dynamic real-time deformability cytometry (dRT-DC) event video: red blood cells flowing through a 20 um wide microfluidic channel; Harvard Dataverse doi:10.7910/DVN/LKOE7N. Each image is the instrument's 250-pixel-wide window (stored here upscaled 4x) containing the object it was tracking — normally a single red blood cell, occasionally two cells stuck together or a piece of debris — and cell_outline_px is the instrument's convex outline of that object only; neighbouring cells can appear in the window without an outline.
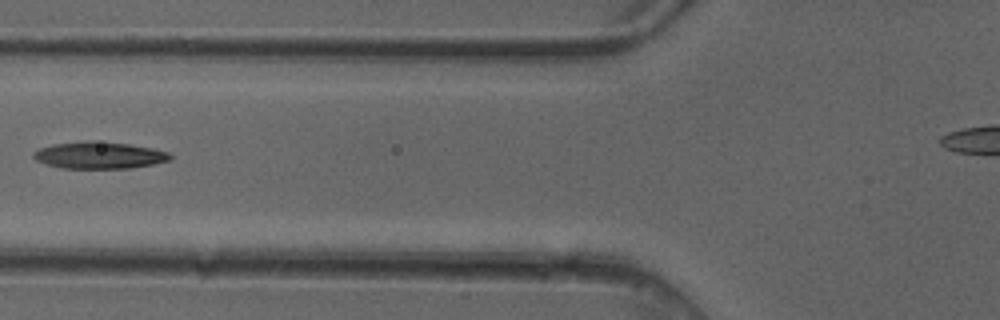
{"species": "common noctule bat (a hibernating species)", "species_latin": "Nyctalus noctula", "temperature_condition": "cold", "stored_images_in_passage": 5, "camera_frame_rate_fps": 3000, "um_per_image_px": 0.085, "animal": {"sex": "female"}, "frame": {"image": 1, "passage_image": 5, "time_ms": 1.333, "image_size_px": [1000, 320], "cell_outline_px": [[172, 160], [132, 168], [60, 168], [36, 160], [32, 156], [32, 152], [40, 148], [52, 144], [84, 140], [92, 140], [128, 144], [152, 148], [168, 152], [172, 156]], "centroid_in_image_um": [8.42, 13.19], "position_along_channel_um": 117.4, "area_um2": 21.5}}